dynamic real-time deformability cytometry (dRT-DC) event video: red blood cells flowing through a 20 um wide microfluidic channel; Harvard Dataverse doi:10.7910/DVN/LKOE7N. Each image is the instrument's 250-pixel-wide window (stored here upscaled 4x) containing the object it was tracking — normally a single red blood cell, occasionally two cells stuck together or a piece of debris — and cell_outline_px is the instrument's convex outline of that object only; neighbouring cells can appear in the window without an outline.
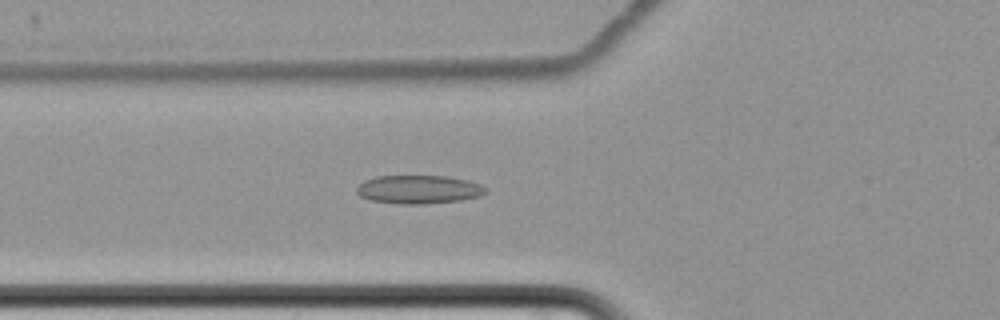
{"species": "common noctule bat (a hibernating species)", "species_latin": "Nyctalus noctula", "temperature_condition": "cold", "stored_images_in_passage": 7, "camera_frame_rate_fps": 3000, "um_per_image_px": 0.085, "animal": {"sex": "female", "body_mass_g": 22.7, "forearm_length_mm": 54.2}, "frame": {"image": 1, "passage_image": 7, "time_ms": 8.333, "image_size_px": [1000, 320], "cell_outline_px": [[488, 192], [480, 196], [460, 200], [420, 204], [400, 204], [372, 200], [360, 196], [356, 192], [356, 188], [364, 180], [376, 176], [448, 176], [468, 180], [480, 184], [488, 188]], "centroid_in_image_um": [35.61, 16.09], "position_along_channel_um": 90.2, "area_um2": 21.44}}